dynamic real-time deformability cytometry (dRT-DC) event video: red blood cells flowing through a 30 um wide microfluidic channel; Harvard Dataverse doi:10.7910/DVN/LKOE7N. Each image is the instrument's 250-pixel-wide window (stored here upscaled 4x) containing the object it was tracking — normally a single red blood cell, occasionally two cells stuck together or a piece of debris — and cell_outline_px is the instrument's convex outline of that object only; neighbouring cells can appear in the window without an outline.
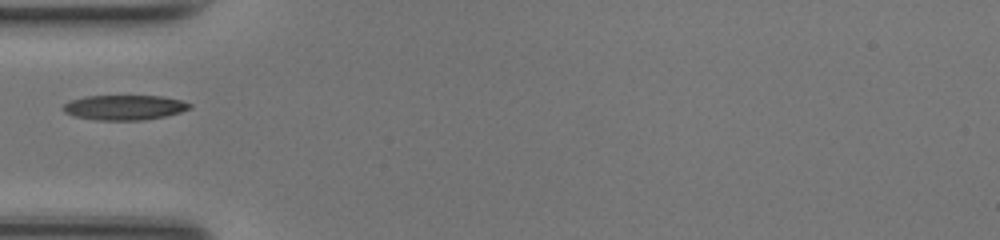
{"species": "common noctule bat (a hibernating species)", "species_latin": "Nyctalus noctula", "temperature_condition": "room temperature", "stored_images_in_passage": 34, "camera_frame_rate_fps": 3000, "um_per_image_px": 0.085, "animal": {"sex": "female", "body_mass_g": 17.0, "forearm_length_mm": 48.0}, "frame": {"image": 1, "passage_image": 1, "time_ms": 0.0, "image_size_px": [1000, 240], "cell_outline_px": [[192, 108], [180, 112], [164, 116], [144, 120], [96, 120], [76, 116], [64, 112], [64, 104], [72, 100], [84, 96], [160, 96], [180, 100], [192, 104]], "centroid_in_image_um": [10.6, 9.13], "position_along_channel_um": 74.4, "area_um2": 18.21}}
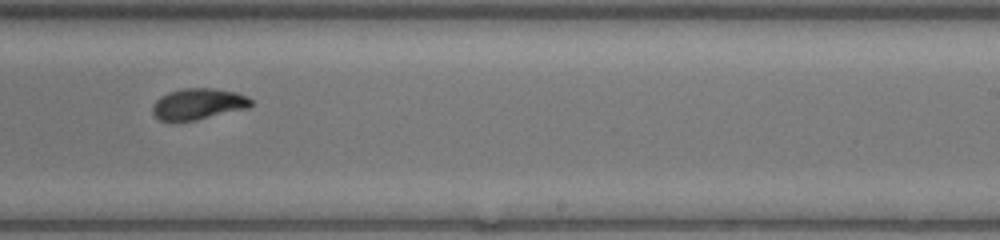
{"frame": {"image": 2, "passage_image": 15, "time_ms": 4.667, "image_size_px": [1000, 240], "cell_outline_px": [[252, 104], [248, 108], [196, 120], [160, 120], [152, 112], [152, 104], [160, 96], [168, 92], [184, 88], [212, 88], [236, 92], [248, 96], [252, 100]], "centroid_in_image_um": [16.86, 8.82], "position_along_channel_um": 272.1, "area_um2": 17.8}}
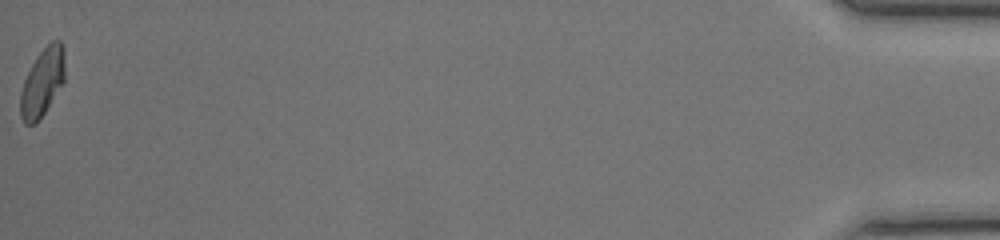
{"frame": {"image": 3, "passage_image": 34, "time_ms": 11.0, "image_size_px": [1000, 240], "cell_outline_px": [[64, 80], [44, 112], [36, 124], [24, 124], [20, 116], [20, 92], [24, 80], [36, 56], [52, 40], [60, 40], [64, 48]], "centroid_in_image_um": [3.58, 6.99], "position_along_channel_um": 431.6, "area_um2": 17.4}}